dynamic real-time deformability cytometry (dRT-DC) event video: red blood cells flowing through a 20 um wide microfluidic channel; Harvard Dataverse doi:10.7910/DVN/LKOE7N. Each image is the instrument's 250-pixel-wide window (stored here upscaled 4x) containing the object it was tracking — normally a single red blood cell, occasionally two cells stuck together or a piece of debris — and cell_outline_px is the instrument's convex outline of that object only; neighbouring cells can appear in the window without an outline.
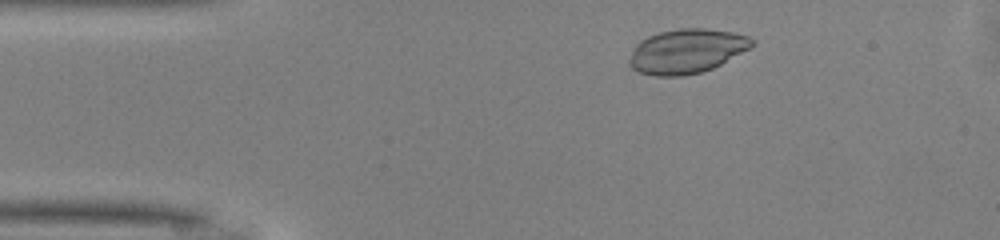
{"species": "common noctule bat (a hibernating species)", "species_latin": "Nyctalus noctula", "temperature_condition": "warm", "stored_images_in_passage": 28, "camera_frame_rate_fps": 3000, "um_per_image_px": 0.085, "animal": {"sex": "male", "body_mass_g": 13.0, "forearm_length_mm": 53.1}, "frame": {"image": 1, "passage_image": 5, "time_ms": 1.333, "image_size_px": [1000, 240], "cell_outline_px": [[756, 44], [720, 64], [712, 68], [700, 72], [684, 76], [656, 76], [640, 72], [632, 68], [628, 64], [628, 60], [632, 48], [640, 40], [648, 36], [660, 32], [680, 28], [704, 28], [732, 32], [748, 36]], "centroid_in_image_um": [58.32, 4.34], "position_along_channel_um": 26.7, "area_um2": 31.62}}
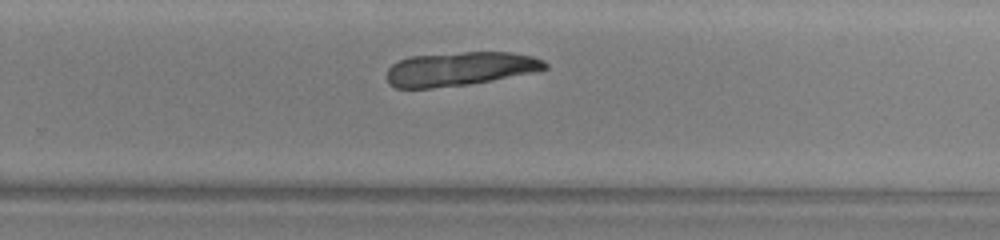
{"frame": {"image": 2, "passage_image": 28, "time_ms": 9.0, "image_size_px": [1000, 240], "cell_outline_px": [[548, 68], [536, 72], [468, 84], [432, 88], [396, 88], [388, 84], [388, 68], [392, 64], [408, 56], [464, 52], [512, 52], [532, 56], [544, 60], [548, 64]], "centroid_in_image_um": [39.11, 5.84], "position_along_channel_um": 290.7, "area_um2": 31.27}}